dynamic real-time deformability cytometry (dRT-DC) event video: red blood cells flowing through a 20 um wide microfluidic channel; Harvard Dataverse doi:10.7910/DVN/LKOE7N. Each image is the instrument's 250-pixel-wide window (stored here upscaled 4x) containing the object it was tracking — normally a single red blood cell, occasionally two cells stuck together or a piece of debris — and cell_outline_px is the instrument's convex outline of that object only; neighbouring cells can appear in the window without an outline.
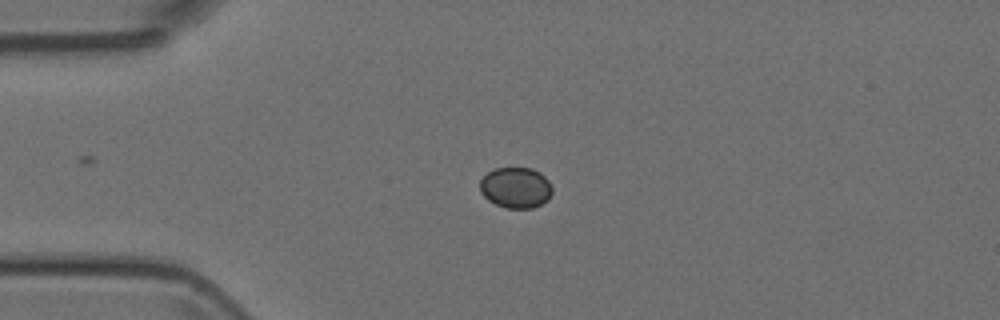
{"species": "Egyptian fruit bat (a non-hibernating species)", "species_latin": "Rousettus aegyptiacus", "temperature_condition": "room temperature", "stored_images_in_passage": 37, "camera_frame_rate_fps": 3000, "um_per_image_px": 0.085, "animal": {"sex": "female"}, "frame": {"image": 1, "passage_image": 1, "time_ms": 0.0, "image_size_px": [1000, 320], "cell_outline_px": [[552, 192], [548, 200], [532, 208], [504, 208], [488, 200], [480, 192], [480, 180], [488, 172], [496, 168], [532, 168], [540, 172], [548, 180], [552, 188]], "centroid_in_image_um": [43.84, 15.95], "position_along_channel_um": 41.2, "area_um2": 17.22}}
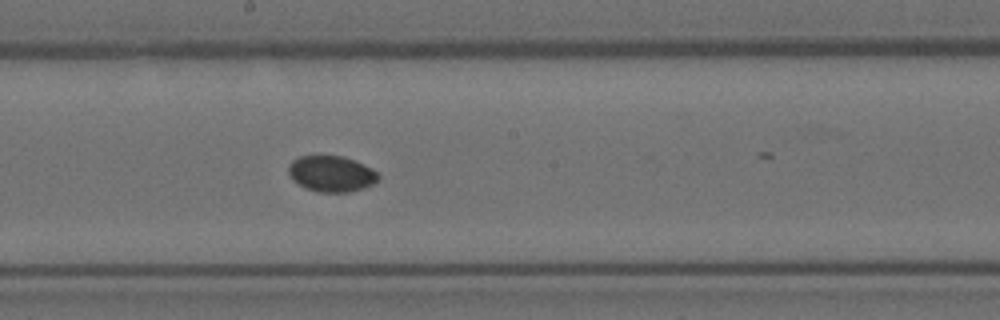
{"frame": {"image": 2, "passage_image": 16, "time_ms": 5.0, "image_size_px": [1000, 320], "cell_outline_px": [[380, 176], [372, 184], [364, 188], [348, 192], [316, 192], [304, 188], [292, 180], [288, 172], [288, 164], [292, 160], [300, 156], [344, 156], [372, 168]], "centroid_in_image_um": [28.13, 14.77], "position_along_channel_um": 220.1, "area_um2": 18.9}}
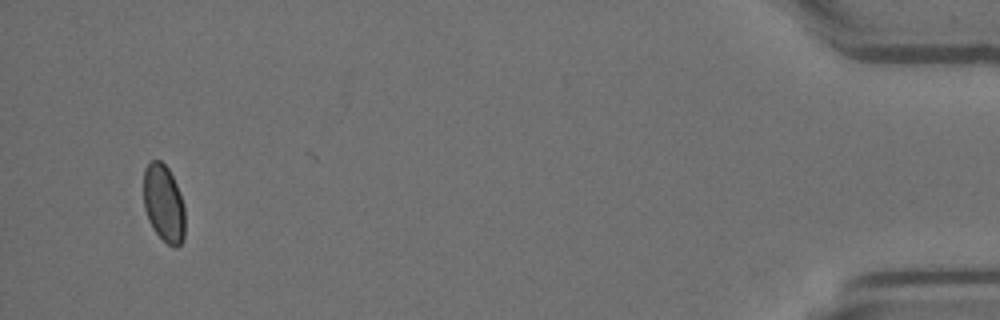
{"frame": {"image": 3, "passage_image": 37, "time_ms": 12.0, "image_size_px": [1000, 320], "cell_outline_px": [[184, 236], [180, 244], [176, 248], [168, 244], [152, 228], [148, 220], [144, 208], [144, 168], [152, 160], [160, 160], [168, 168], [176, 184], [184, 208]], "centroid_in_image_um": [13.9, 17.28], "position_along_channel_um": 421.3, "area_um2": 18.5}}